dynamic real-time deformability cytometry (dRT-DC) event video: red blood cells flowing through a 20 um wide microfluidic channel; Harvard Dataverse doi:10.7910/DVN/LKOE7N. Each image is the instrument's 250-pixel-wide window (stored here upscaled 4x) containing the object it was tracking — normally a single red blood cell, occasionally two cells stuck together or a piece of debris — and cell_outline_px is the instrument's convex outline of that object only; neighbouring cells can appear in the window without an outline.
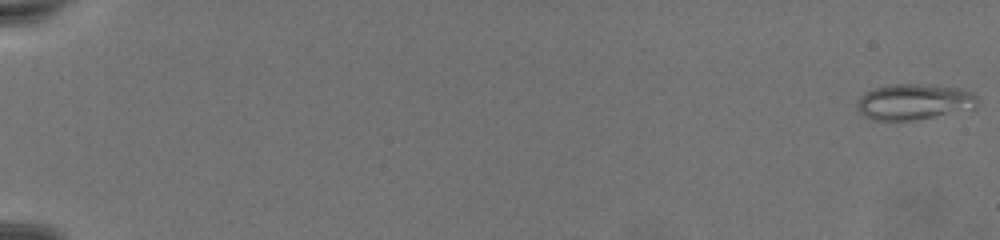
{"species": "common noctule bat (a hibernating species)", "species_latin": "Nyctalus noctula", "temperature_condition": "warm", "stored_images_in_passage": 76, "camera_frame_rate_fps": 3000, "um_per_image_px": 0.085, "animal": {"sex": "female", "body_mass_g": 19.5, "forearm_length_mm": 54.1}, "frame": {"image": 1, "passage_image": 1, "time_ms": 0.0, "image_size_px": [1000, 240], "cell_outline_px": [[976, 108], [916, 120], [872, 120], [864, 116], [856, 108], [856, 104], [860, 96], [876, 88], [896, 84], [920, 84], [956, 88], [972, 92], [976, 96]], "centroid_in_image_um": [77.67, 8.67], "position_along_channel_um": 7.3, "area_um2": 24.85}}
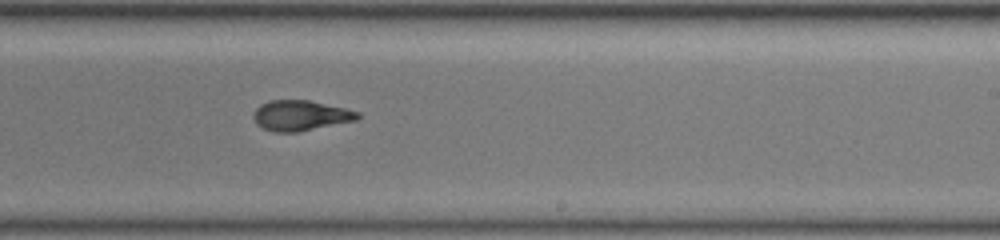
{"frame": {"image": 2, "passage_image": 50, "time_ms": 16.333, "image_size_px": [1000, 240], "cell_outline_px": [[360, 116], [356, 120], [296, 132], [272, 132], [256, 124], [252, 116], [256, 108], [260, 104], [268, 100], [308, 100], [344, 108], [360, 112]], "centroid_in_image_um": [25.5, 9.81], "position_along_channel_um": 263.5, "area_um2": 18.32}}
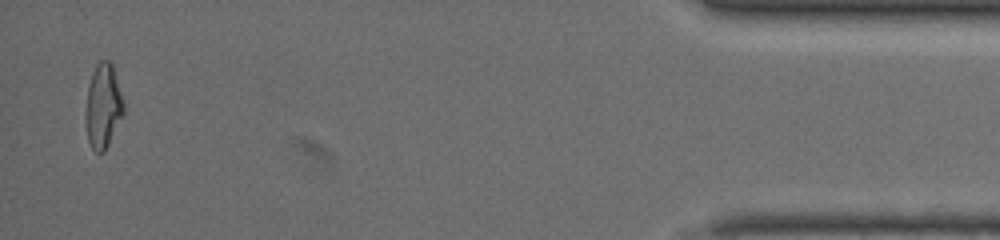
{"frame": {"image": 3, "passage_image": 74, "time_ms": 24.333, "image_size_px": [1000, 240], "cell_outline_px": [[124, 112], [104, 152], [96, 152], [92, 148], [88, 140], [88, 88], [92, 72], [96, 64], [100, 60], [108, 60], [112, 64], [124, 104]], "centroid_in_image_um": [8.8, 8.98], "position_along_channel_um": 426.4, "area_um2": 17.74}}